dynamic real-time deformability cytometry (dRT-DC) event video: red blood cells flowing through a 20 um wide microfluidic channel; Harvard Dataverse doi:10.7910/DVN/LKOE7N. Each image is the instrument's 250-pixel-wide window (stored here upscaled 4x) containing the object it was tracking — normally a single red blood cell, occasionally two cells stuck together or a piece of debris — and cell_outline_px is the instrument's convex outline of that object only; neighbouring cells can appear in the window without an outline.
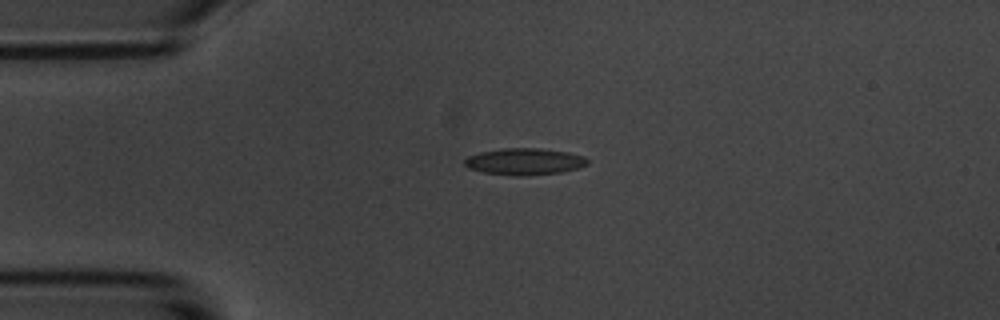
{"species": "common noctule bat (a hibernating species)", "species_latin": "Nyctalus noctula", "temperature_condition": "room temperature", "stored_images_in_passage": 6, "camera_frame_rate_fps": 3000, "um_per_image_px": 0.085, "animal": {"sex": "male", "body_mass_g": 20.1, "forearm_length_mm": 53.5}, "frame": {"image": 1, "passage_image": 4, "time_ms": 4.0, "image_size_px": [1000, 320], "cell_outline_px": [[588, 164], [564, 172], [528, 176], [512, 176], [484, 172], [468, 168], [464, 164], [464, 160], [468, 156], [480, 152], [504, 148], [540, 148], [568, 152], [584, 156], [588, 160]], "centroid_in_image_um": [44.59, 13.74], "position_along_channel_um": 40.4, "area_um2": 19.25}}